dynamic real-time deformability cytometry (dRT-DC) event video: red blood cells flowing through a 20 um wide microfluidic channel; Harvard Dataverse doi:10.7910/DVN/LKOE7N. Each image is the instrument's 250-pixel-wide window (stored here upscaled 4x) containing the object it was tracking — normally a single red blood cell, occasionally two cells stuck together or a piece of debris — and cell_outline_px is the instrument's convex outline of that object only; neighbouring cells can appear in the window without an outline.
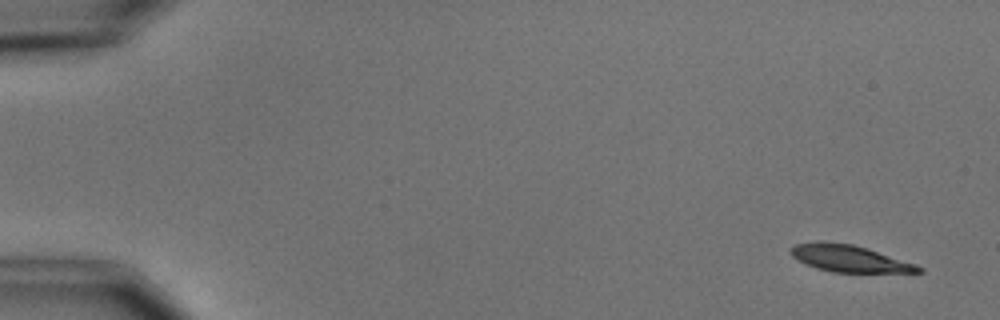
{"species": "common noctule bat (a hibernating species)", "species_latin": "Nyctalus noctula", "temperature_condition": "cold", "stored_images_in_passage": 5, "camera_frame_rate_fps": 3000, "um_per_image_px": 0.085, "animal": {"sex": "male", "body_mass_g": 15.6}, "frame": {"image": 1, "passage_image": 1, "time_ms": 0.0, "image_size_px": [1000, 320], "cell_outline_px": [[924, 272], [832, 272], [816, 268], [804, 264], [792, 256], [788, 252], [788, 248], [792, 244], [816, 240], [820, 240], [852, 244], [868, 248], [916, 264], [924, 268]], "centroid_in_image_um": [72.11, 21.94], "position_along_channel_um": 12.9, "area_um2": 20.4}}
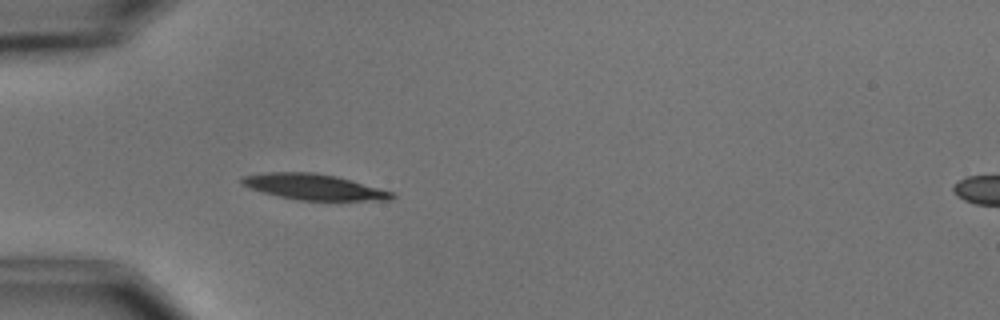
{"frame": {"image": 2, "passage_image": 5, "time_ms": 4.667, "image_size_px": [1000, 320], "cell_outline_px": [[396, 196], [392, 200], [296, 200], [248, 188], [240, 184], [240, 176], [268, 172], [312, 172], [336, 176], [392, 192]], "centroid_in_image_um": [26.61, 15.88], "position_along_channel_um": 58.4, "area_um2": 22.37}}